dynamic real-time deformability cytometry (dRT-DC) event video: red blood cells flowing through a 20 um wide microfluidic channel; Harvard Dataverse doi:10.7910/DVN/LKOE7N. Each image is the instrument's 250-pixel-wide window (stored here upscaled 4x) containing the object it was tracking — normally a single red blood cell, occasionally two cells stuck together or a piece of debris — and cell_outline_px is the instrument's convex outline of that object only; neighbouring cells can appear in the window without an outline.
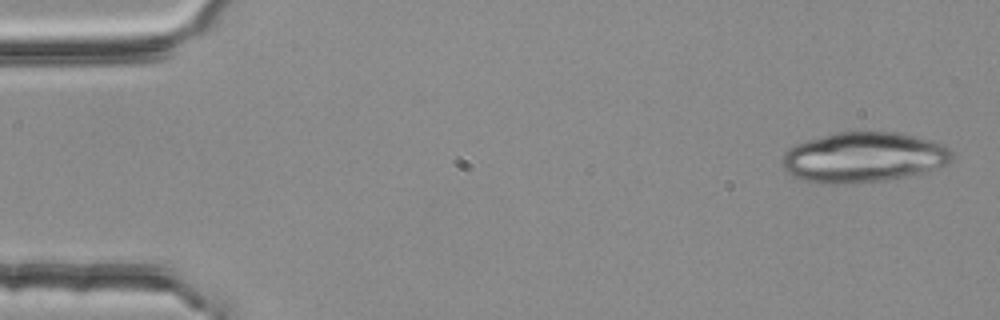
{"species": "common noctule bat (a hibernating species)", "species_latin": "Nyctalus noctula", "temperature_condition": "room temperature", "stored_images_in_passage": 4, "camera_frame_rate_fps": 3000, "um_per_image_px": 0.085, "animal": {"sex": "female", "body_mass_g": 25.1}, "frame": {"image": 1, "passage_image": 1, "time_ms": 0.0, "image_size_px": [1000, 320], "cell_outline_px": [[952, 160], [944, 164], [920, 172], [888, 180], [836, 184], [804, 180], [788, 172], [780, 164], [788, 148], [796, 144], [808, 140], [836, 132], [896, 132], [928, 140], [940, 144], [948, 148], [952, 152]], "centroid_in_image_um": [73.35, 13.36], "position_along_channel_um": 11.6, "area_um2": 48.67}}